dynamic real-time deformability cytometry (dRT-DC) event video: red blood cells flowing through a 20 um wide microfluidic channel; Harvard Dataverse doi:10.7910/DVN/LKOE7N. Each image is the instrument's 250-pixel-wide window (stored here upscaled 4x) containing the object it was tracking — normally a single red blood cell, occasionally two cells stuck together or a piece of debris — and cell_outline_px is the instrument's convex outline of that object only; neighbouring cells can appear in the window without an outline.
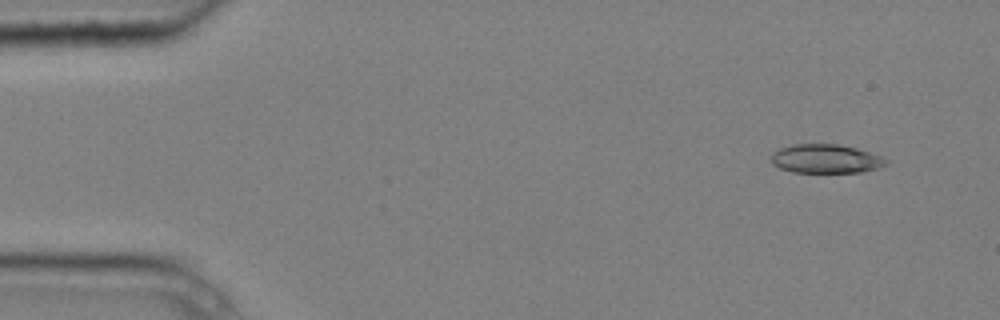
{"species": "common noctule bat (a hibernating species)", "species_latin": "Nyctalus noctula", "temperature_condition": "cold", "stored_images_in_passage": 4, "segment_of_instrument_passage": [2, 2], "camera_frame_rate_fps": 3000, "um_per_image_px": 0.085, "animal": {"sex": "male", "body_mass_g": 20.4}, "frame": {"image": 1, "passage_image": 4, "time_ms": 1.0, "image_size_px": [1000, 320], "cell_outline_px": [[888, 164], [880, 168], [860, 172], [792, 172], [780, 168], [772, 164], [772, 152], [780, 148], [792, 144], [836, 144], [856, 148], [880, 156], [888, 160]], "centroid_in_image_um": [70.19, 13.5], "position_along_channel_um": 14.8, "area_um2": 19.31}}